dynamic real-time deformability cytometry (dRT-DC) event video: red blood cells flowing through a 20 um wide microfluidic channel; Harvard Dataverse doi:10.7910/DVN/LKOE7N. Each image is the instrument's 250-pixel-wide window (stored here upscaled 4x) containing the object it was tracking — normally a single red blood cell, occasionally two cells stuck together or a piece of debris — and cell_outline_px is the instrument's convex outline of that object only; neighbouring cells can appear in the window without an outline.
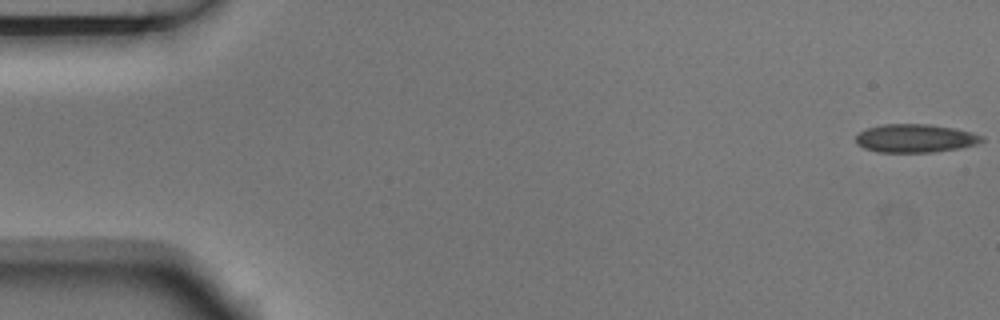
{"species": "Egyptian fruit bat (a non-hibernating species)", "species_latin": "Rousettus aegyptiacus", "temperature_condition": "room temperature", "stored_images_in_passage": 5, "camera_frame_rate_fps": 3000, "um_per_image_px": 0.085, "animal": {"sex": "male"}, "frame": {"image": 1, "passage_image": 1, "time_ms": 0.0, "image_size_px": [1000, 320], "cell_outline_px": [[984, 140], [976, 144], [960, 148], [932, 152], [876, 152], [864, 148], [856, 144], [856, 136], [860, 132], [868, 128], [884, 124], [928, 124], [956, 128], [972, 132], [984, 136]], "centroid_in_image_um": [77.81, 11.75], "position_along_channel_um": 7.2, "area_um2": 20.87}}